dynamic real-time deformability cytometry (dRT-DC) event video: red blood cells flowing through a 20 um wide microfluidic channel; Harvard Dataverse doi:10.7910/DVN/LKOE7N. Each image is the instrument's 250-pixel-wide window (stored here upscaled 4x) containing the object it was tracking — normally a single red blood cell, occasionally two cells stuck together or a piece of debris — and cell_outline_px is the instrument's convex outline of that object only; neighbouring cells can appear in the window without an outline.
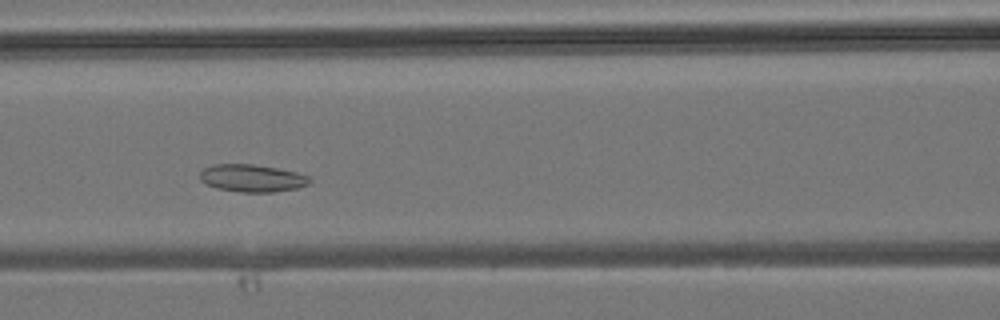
{"species": "common noctule bat (a hibernating species)", "species_latin": "Nyctalus noctula", "temperature_condition": "room temperature", "stored_images_in_passage": 40, "camera_frame_rate_fps": 3000, "um_per_image_px": 0.085, "animal": {"sex": "male", "body_mass_g": 19.2, "forearm_length_mm": 51.8}, "frame": {"image": 1, "passage_image": 13, "time_ms": 4.0, "image_size_px": [1000, 320], "cell_outline_px": [[312, 180], [308, 184], [296, 188], [272, 192], [240, 192], [216, 188], [204, 184], [200, 180], [200, 172], [204, 168], [212, 164], [252, 164], [276, 168], [296, 172], [308, 176]], "centroid_in_image_um": [21.38, 15.14], "position_along_channel_um": 145.2, "area_um2": 17.57}}
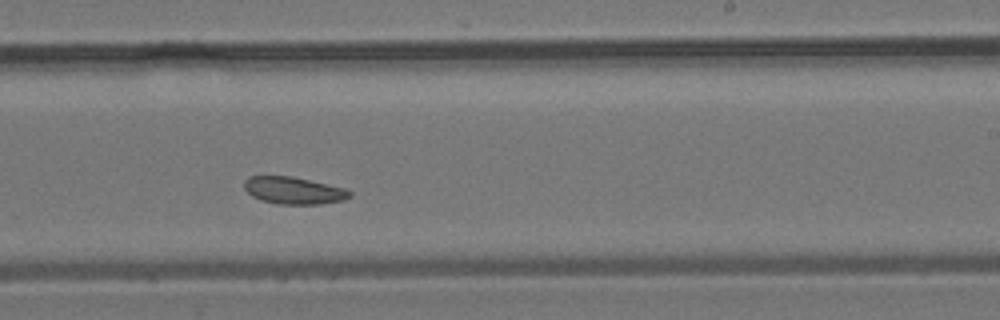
{"frame": {"image": 2, "passage_image": 21, "time_ms": 6.667, "image_size_px": [1000, 320], "cell_outline_px": [[352, 196], [344, 200], [320, 204], [276, 204], [260, 200], [252, 196], [244, 188], [244, 180], [248, 176], [292, 176], [344, 188], [352, 192]], "centroid_in_image_um": [24.95, 16.19], "position_along_channel_um": 264.1, "area_um2": 16.76}}
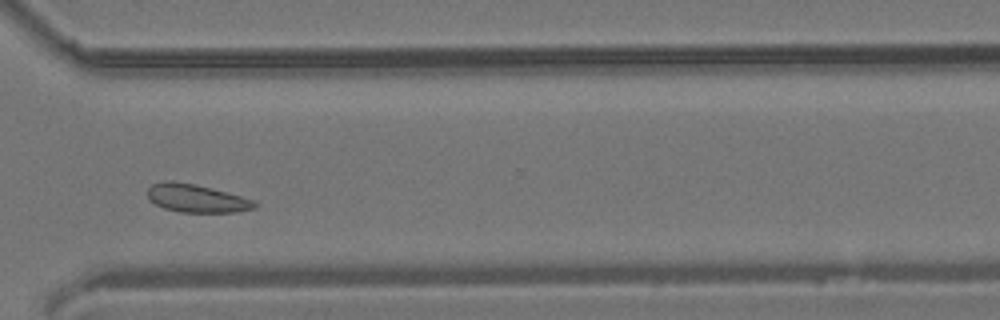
{"frame": {"image": 3, "passage_image": 27, "time_ms": 8.667, "image_size_px": [1000, 320], "cell_outline_px": [[256, 208], [236, 212], [180, 212], [164, 208], [156, 204], [148, 196], [148, 188], [152, 184], [168, 180], [172, 180], [212, 188], [240, 196], [252, 200], [256, 204]], "centroid_in_image_um": [16.69, 16.86], "position_along_channel_um": 353.9, "area_um2": 17.22}}